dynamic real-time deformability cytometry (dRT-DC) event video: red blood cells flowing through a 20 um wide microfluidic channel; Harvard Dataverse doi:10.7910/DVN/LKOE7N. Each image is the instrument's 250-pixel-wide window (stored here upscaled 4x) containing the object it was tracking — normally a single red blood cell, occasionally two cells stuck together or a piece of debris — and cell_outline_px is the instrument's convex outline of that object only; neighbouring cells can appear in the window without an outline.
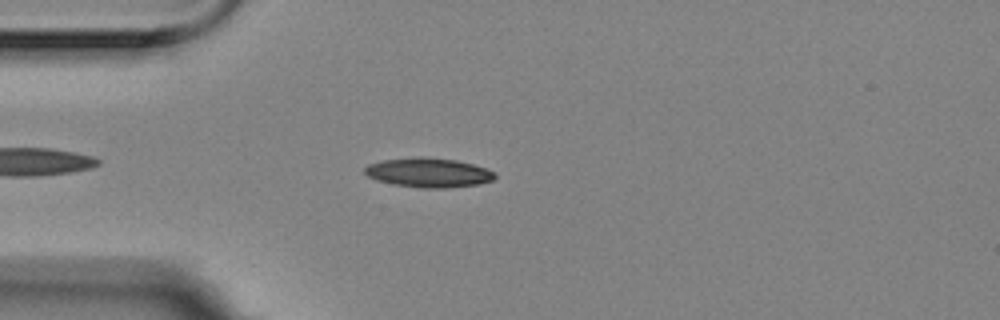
{"species": "Egyptian fruit bat (a non-hibernating species)", "species_latin": "Rousettus aegyptiacus", "temperature_condition": "room temperature", "stored_images_in_passage": 4, "camera_frame_rate_fps": 3000, "um_per_image_px": 0.085, "animal": {"sex": "female"}, "frame": {"image": 1, "passage_image": 4, "time_ms": 1.0, "image_size_px": [1000, 320], "cell_outline_px": [[496, 176], [492, 180], [476, 184], [444, 188], [420, 188], [392, 184], [376, 180], [368, 176], [364, 172], [364, 168], [368, 164], [384, 160], [420, 156], [456, 160], [472, 164], [496, 172]], "centroid_in_image_um": [36.39, 14.67], "position_along_channel_um": 48.6, "area_um2": 22.2}}